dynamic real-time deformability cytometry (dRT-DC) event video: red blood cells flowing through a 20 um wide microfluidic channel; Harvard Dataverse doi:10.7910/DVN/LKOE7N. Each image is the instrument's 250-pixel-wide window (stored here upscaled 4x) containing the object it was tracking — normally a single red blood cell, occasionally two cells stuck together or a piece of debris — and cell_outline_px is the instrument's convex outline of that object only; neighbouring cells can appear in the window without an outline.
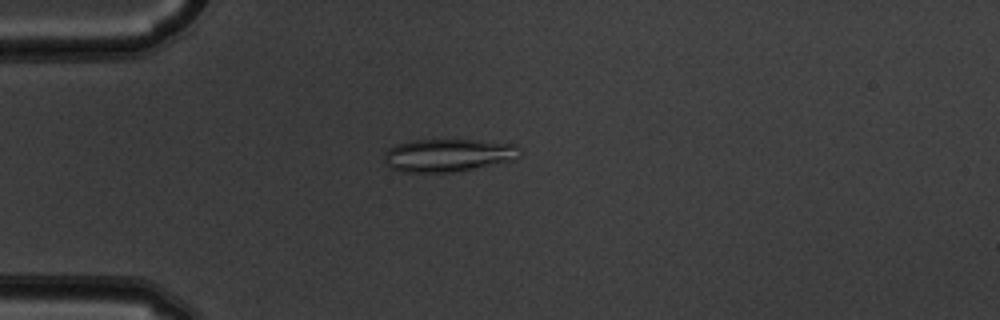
{"species": "common noctule bat (a hibernating species)", "species_latin": "Nyctalus noctula", "temperature_condition": "warm", "stored_images_in_passage": 53, "camera_frame_rate_fps": 3000, "um_per_image_px": 0.085, "animal": {"sex": "male", "body_mass_g": 19.5, "forearm_length_mm": 54.6}, "frame": {"image": 1, "passage_image": 15, "time_ms": 4.667, "image_size_px": [1000, 320], "cell_outline_px": [[520, 156], [512, 160], [452, 172], [400, 172], [392, 168], [384, 160], [384, 152], [388, 148], [396, 144], [412, 140], [476, 140], [516, 144], [520, 148]], "centroid_in_image_um": [38.06, 13.18], "position_along_channel_um": 46.9, "area_um2": 25.84}}
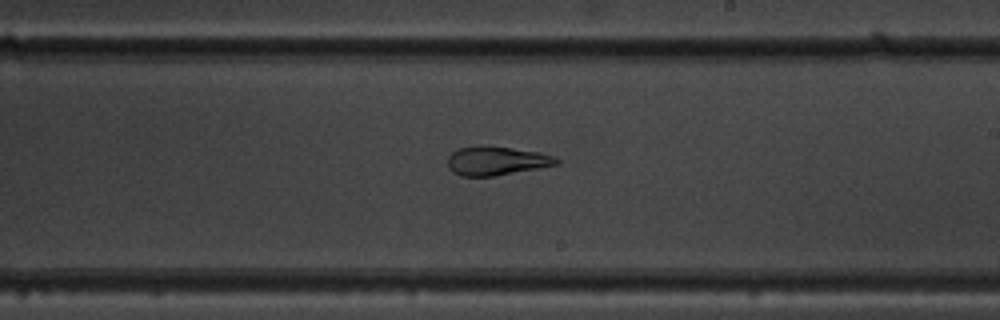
{"frame": {"image": 2, "passage_image": 32, "time_ms": 10.333, "image_size_px": [1000, 320], "cell_outline_px": [[560, 164], [540, 168], [496, 176], [460, 176], [452, 172], [448, 168], [448, 156], [452, 152], [460, 148], [512, 148], [540, 152], [552, 156], [560, 160]], "centroid_in_image_um": [42.23, 13.72], "position_along_channel_um": 246.8, "area_um2": 17.86}}
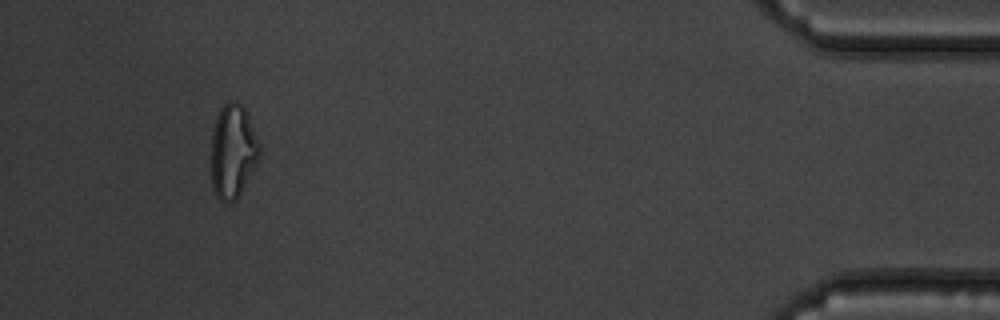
{"frame": {"image": 3, "passage_image": 50, "time_ms": 16.333, "image_size_px": [1000, 320], "cell_outline_px": [[260, 156], [256, 164], [236, 200], [228, 204], [224, 204], [216, 196], [212, 188], [212, 132], [216, 116], [220, 108], [228, 100], [232, 100], [240, 104], [244, 108], [248, 116], [260, 144]], "centroid_in_image_um": [19.78, 12.87], "position_along_channel_um": 415.4, "area_um2": 26.41}, "authors_computed_cell_mechanics": {"area_um2": 24.276, "velocity_mm_per_s": 3.854, "shape_relaxation_time_tau1_ms": null, "shape_relaxation_time_tau2_ms": 1.7267, "deformation_change_tau1": null, "deformation_change_tau2": 0.0585}}